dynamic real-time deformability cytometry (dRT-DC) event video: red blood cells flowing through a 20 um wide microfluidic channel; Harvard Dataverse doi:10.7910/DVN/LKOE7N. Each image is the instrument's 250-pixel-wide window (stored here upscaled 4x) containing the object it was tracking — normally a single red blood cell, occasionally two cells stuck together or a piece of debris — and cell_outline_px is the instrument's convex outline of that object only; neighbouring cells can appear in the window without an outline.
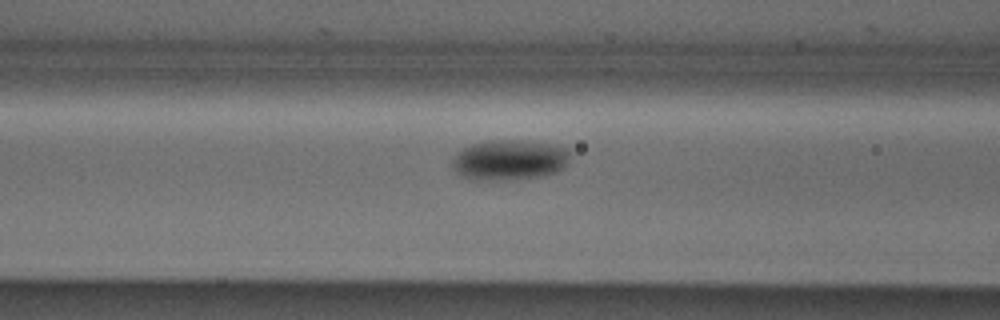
{"species": "Egyptian fruit bat (a non-hibernating species)", "species_latin": "Rousettus aegyptiacus", "temperature_condition": "cold", "stored_images_in_passage": 12, "camera_frame_rate_fps": 3000, "um_per_image_px": 0.085, "animal": {"sex": "male"}, "frame": {"image": 1, "passage_image": 10, "time_ms": 3.0, "image_size_px": [1000, 320], "cell_outline_px": [[568, 156], [564, 168], [556, 172], [540, 176], [492, 180], [468, 180], [460, 176], [452, 168], [452, 156], [464, 148], [472, 144], [492, 140], [528, 140], [560, 144], [568, 148]], "centroid_in_image_um": [43.28, 13.58], "position_along_channel_um": 123.3, "area_um2": 27.98}}